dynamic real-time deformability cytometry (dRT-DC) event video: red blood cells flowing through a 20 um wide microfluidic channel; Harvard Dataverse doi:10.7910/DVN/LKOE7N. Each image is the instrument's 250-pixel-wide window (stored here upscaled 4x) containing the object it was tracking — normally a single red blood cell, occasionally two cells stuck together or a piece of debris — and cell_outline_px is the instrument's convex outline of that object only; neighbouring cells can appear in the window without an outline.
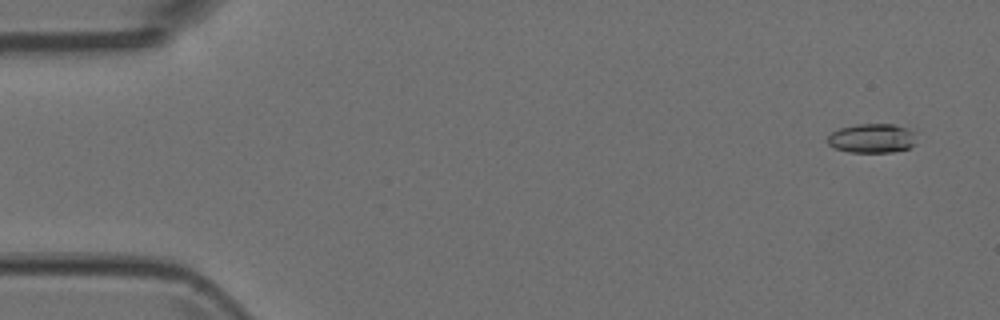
{"species": "Egyptian fruit bat (a non-hibernating species)", "species_latin": "Rousettus aegyptiacus", "temperature_condition": "room temperature", "stored_images_in_passage": 7, "camera_frame_rate_fps": 3000, "um_per_image_px": 0.085, "animal": {"sex": "female"}, "frame": {"image": 1, "passage_image": 1, "time_ms": 0.0, "image_size_px": [1000, 320], "cell_outline_px": [[916, 144], [908, 148], [892, 152], [848, 152], [832, 148], [828, 144], [828, 136], [832, 132], [840, 128], [856, 124], [892, 124], [904, 128], [912, 132]], "centroid_in_image_um": [74.07, 11.77], "position_along_channel_um": 10.9, "area_um2": 15.03}}
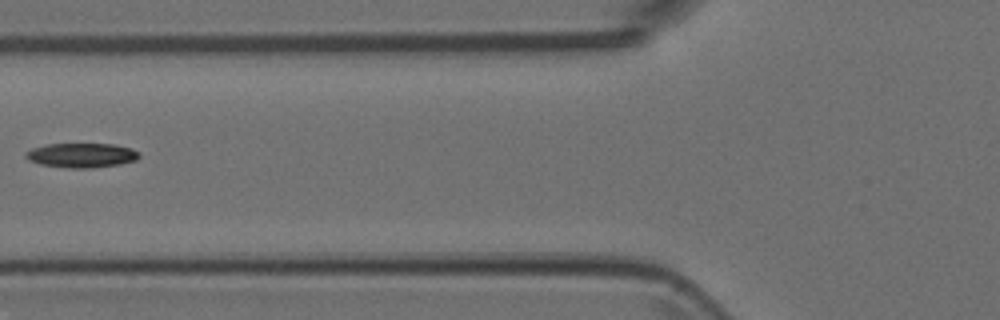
{"frame": {"image": 2, "passage_image": 6, "time_ms": 1.667, "image_size_px": [1000, 320], "cell_outline_px": [[140, 156], [136, 160], [120, 164], [92, 168], [68, 168], [40, 164], [28, 160], [24, 156], [24, 152], [32, 148], [48, 144], [112, 144], [132, 148], [140, 152]], "centroid_in_image_um": [6.93, 13.2], "position_along_channel_um": 118.9, "area_um2": 16.3}}
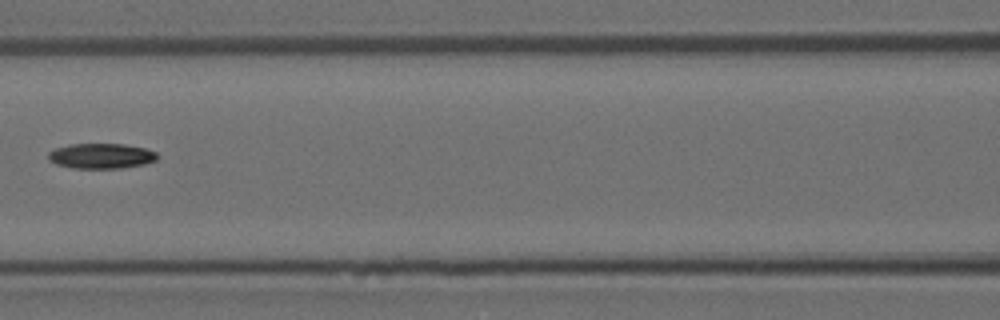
{"frame": {"image": 3, "passage_image": 7, "time_ms": 2.0, "image_size_px": [1000, 320], "cell_outline_px": [[156, 160], [144, 164], [120, 168], [72, 168], [56, 164], [48, 160], [48, 152], [56, 148], [68, 144], [124, 144], [144, 148], [156, 152]], "centroid_in_image_um": [8.56, 13.25], "position_along_channel_um": 158.0, "area_um2": 15.95}}